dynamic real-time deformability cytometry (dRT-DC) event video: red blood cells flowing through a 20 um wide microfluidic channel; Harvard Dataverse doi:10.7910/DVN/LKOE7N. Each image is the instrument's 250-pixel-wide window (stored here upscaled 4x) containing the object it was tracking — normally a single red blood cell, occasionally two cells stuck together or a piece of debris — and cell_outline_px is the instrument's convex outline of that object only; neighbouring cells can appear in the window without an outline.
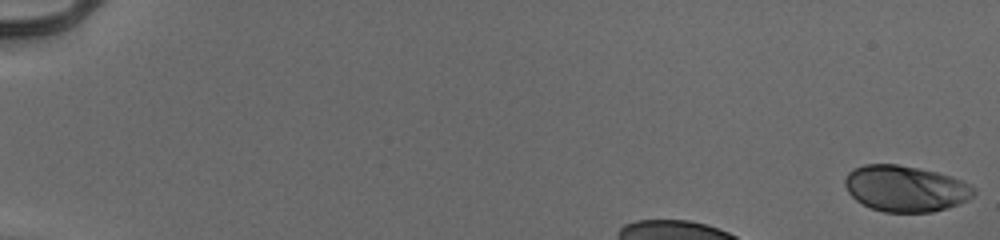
{"species": "human", "species_latin": "Homo sapiens", "temperature_condition": "cold", "stored_images_in_passage": 38, "camera_frame_rate_fps": 3000, "um_per_image_px": 0.085, "donor": {"sex": "male"}, "frame": {"image": 1, "passage_image": 1, "time_ms": 0.0, "image_size_px": [1000, 240], "cell_outline_px": [[976, 192], [968, 200], [948, 208], [932, 212], [884, 212], [872, 208], [856, 200], [848, 192], [844, 184], [844, 180], [848, 172], [864, 164], [896, 164], [920, 168], [936, 172], [960, 180], [976, 188]], "centroid_in_image_um": [76.96, 16.03], "position_along_channel_um": 8.0, "area_um2": 34.51}}
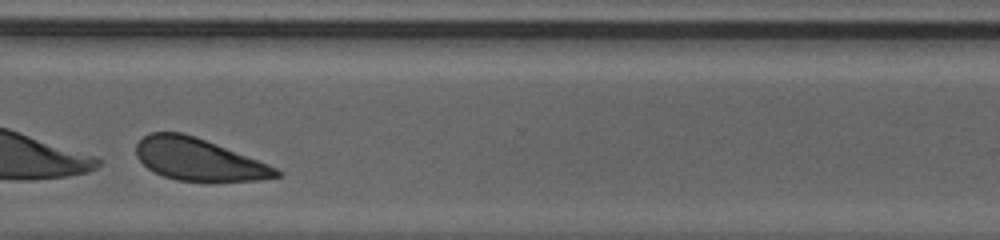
{"frame": {"image": 2, "passage_image": 36, "time_ms": 11.667, "image_size_px": [1000, 240], "cell_outline_px": [[284, 172], [280, 176], [260, 180], [176, 180], [164, 176], [148, 168], [136, 156], [136, 144], [148, 132], [180, 132], [196, 136], [268, 164]], "centroid_in_image_um": [16.86, 13.53], "position_along_channel_um": 353.7, "area_um2": 33.93}}